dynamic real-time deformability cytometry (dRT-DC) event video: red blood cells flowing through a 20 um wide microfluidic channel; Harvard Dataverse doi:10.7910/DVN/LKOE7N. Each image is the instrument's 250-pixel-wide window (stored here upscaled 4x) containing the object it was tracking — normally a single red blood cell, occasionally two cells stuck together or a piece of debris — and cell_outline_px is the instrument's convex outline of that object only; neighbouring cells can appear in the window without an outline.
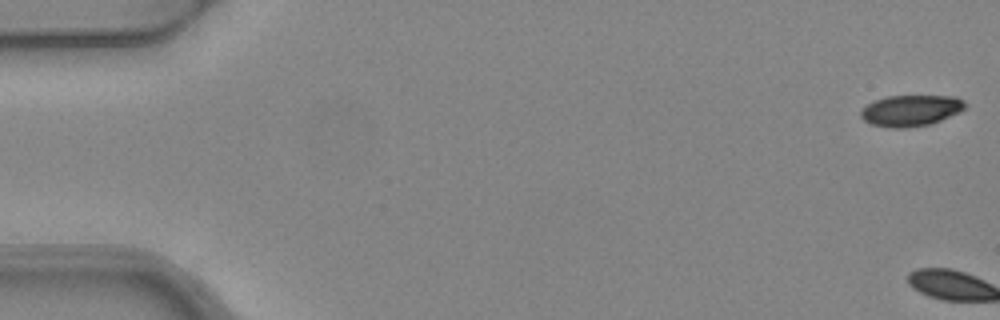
{"species": "common noctule bat (a hibernating species)", "species_latin": "Nyctalus noctula", "temperature_condition": "warm", "stored_images_in_passage": 5, "camera_frame_rate_fps": 3000, "um_per_image_px": 0.085, "animal": {"sex": "female", "body_mass_g": 24.6, "forearm_length_mm": 56.2}, "frame": {"image": 1, "passage_image": 1, "time_ms": 0.0, "image_size_px": [1000, 320], "cell_outline_px": [[968, 104], [960, 112], [940, 120], [928, 124], [908, 128], [888, 128], [872, 124], [864, 120], [860, 116], [860, 108], [876, 100], [888, 96], [956, 96], [964, 100]], "centroid_in_image_um": [77.42, 9.39], "position_along_channel_um": 7.6, "area_um2": 19.02}}